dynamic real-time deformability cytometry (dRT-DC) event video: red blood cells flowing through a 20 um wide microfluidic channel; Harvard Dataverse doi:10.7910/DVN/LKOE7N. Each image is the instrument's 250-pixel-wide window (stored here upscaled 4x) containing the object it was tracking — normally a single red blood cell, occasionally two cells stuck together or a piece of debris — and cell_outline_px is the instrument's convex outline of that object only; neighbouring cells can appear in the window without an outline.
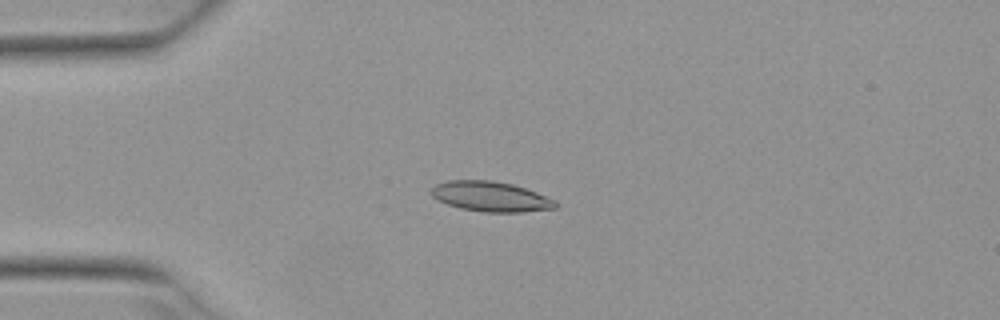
{"species": "Egyptian fruit bat (a non-hibernating species)", "species_latin": "Rousettus aegyptiacus", "temperature_condition": "warm", "stored_images_in_passage": 3, "camera_frame_rate_fps": 3000, "um_per_image_px": 0.085, "animal": {"sex": "female"}, "frame": {"image": 1, "passage_image": 1, "time_ms": 0.0, "image_size_px": [1000, 320], "cell_outline_px": [[560, 204], [556, 208], [520, 212], [484, 212], [460, 208], [448, 204], [432, 196], [432, 188], [436, 184], [448, 180], [492, 180], [512, 184], [536, 192], [556, 200]], "centroid_in_image_um": [41.75, 16.7], "position_along_channel_um": 43.3, "area_um2": 21.68}}
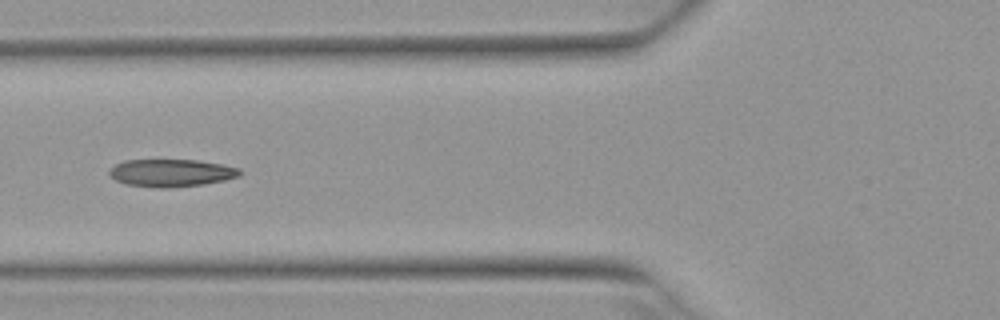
{"frame": {"image": 2, "passage_image": 3, "time_ms": 0.667, "image_size_px": [1000, 320], "cell_outline_px": [[240, 176], [224, 180], [204, 184], [164, 188], [160, 188], [128, 184], [116, 180], [108, 172], [116, 164], [124, 160], [196, 160], [224, 164], [240, 168]], "centroid_in_image_um": [14.59, 14.69], "position_along_channel_um": 111.2, "area_um2": 20.75}}